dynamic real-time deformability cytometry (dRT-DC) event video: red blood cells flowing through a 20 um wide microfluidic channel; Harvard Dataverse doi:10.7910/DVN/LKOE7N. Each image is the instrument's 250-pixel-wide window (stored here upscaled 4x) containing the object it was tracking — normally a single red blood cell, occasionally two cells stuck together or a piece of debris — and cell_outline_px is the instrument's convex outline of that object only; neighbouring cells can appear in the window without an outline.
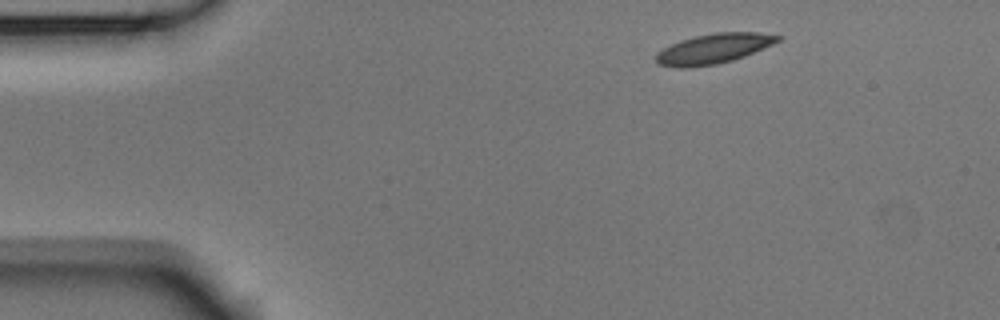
{"species": "Egyptian fruit bat (a non-hibernating species)", "species_latin": "Rousettus aegyptiacus", "temperature_condition": "room temperature", "stored_images_in_passage": 3, "camera_frame_rate_fps": 3000, "um_per_image_px": 0.085, "animal": {"sex": "male"}, "frame": {"image": 1, "passage_image": 1, "time_ms": 0.0, "image_size_px": [1000, 320], "cell_outline_px": [[780, 40], [772, 44], [744, 56], [732, 60], [716, 64], [684, 68], [680, 68], [660, 64], [656, 60], [656, 52], [680, 40], [696, 36], [716, 32], [760, 32], [780, 36]], "centroid_in_image_um": [60.65, 4.13], "position_along_channel_um": 24.4, "area_um2": 20.92}}
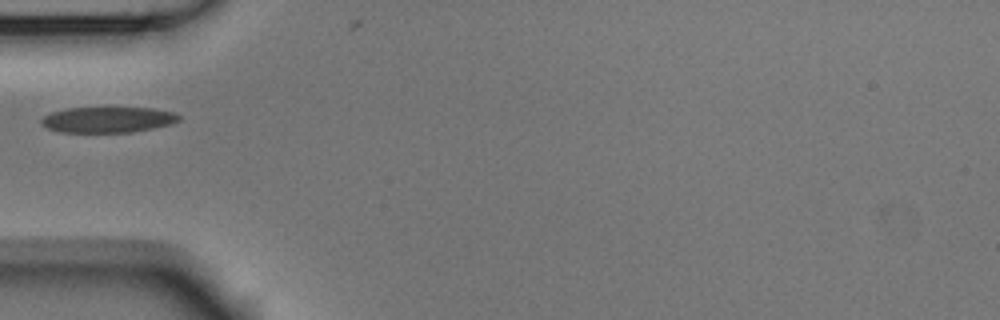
{"frame": {"image": 2, "passage_image": 3, "time_ms": 0.667, "image_size_px": [1000, 320], "cell_outline_px": [[180, 120], [168, 124], [152, 128], [128, 132], [60, 132], [48, 128], [40, 124], [40, 120], [44, 116], [52, 112], [68, 108], [152, 108], [176, 112], [180, 116]], "centroid_in_image_um": [9.15, 10.17], "position_along_channel_um": 75.9, "area_um2": 20.46}}